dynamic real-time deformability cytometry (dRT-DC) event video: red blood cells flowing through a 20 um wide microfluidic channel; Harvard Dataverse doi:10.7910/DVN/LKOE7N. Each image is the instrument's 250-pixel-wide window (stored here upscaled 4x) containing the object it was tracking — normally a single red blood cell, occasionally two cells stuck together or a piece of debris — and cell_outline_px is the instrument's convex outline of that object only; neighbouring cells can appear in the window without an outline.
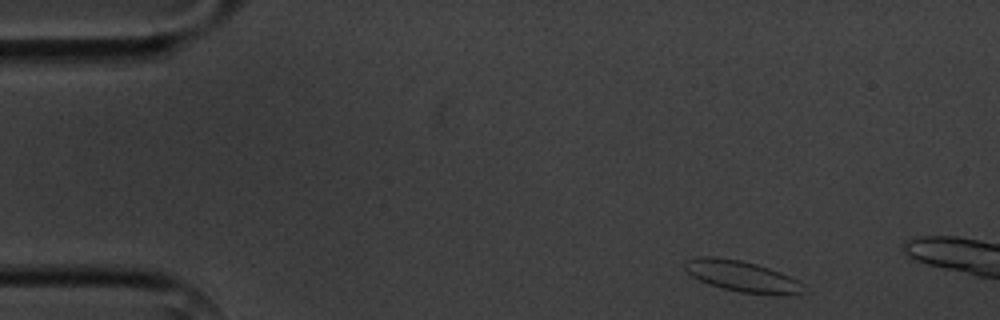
{"species": "common noctule bat (a hibernating species)", "species_latin": "Nyctalus noctula", "temperature_condition": "cold", "stored_images_in_passage": 3, "camera_frame_rate_fps": 3000, "um_per_image_px": 0.085, "animal": {"sex": "male", "body_mass_g": 20.1, "forearm_length_mm": 53.5}, "frame": {"image": 1, "passage_image": 1, "time_ms": 0.0, "image_size_px": [1000, 320], "cell_outline_px": [[800, 292], [788, 296], [780, 296], [740, 292], [708, 284], [692, 276], [684, 268], [684, 260], [696, 256], [716, 256], [740, 260], [756, 264], [780, 272], [796, 280], [800, 284]], "centroid_in_image_um": [62.98, 23.47], "position_along_channel_um": 22.0, "area_um2": 21.33}}